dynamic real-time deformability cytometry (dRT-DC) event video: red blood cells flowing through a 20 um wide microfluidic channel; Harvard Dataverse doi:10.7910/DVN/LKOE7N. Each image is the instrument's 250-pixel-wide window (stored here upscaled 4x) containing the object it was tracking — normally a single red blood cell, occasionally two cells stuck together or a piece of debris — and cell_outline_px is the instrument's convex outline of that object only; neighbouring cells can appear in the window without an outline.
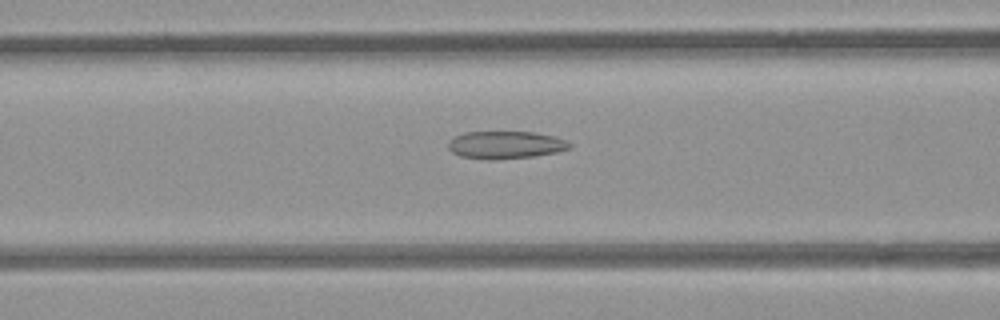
{"species": "common noctule bat (a hibernating species)", "species_latin": "Nyctalus noctula", "temperature_condition": "room temperature", "stored_images_in_passage": 54, "camera_frame_rate_fps": 3000, "um_per_image_px": 0.085, "animal": {"sex": "female", "body_mass_g": 21.9}, "frame": {"image": 1, "passage_image": 22, "time_ms": 7.0, "image_size_px": [1000, 320], "cell_outline_px": [[572, 148], [556, 152], [536, 156], [492, 160], [488, 160], [460, 156], [452, 152], [448, 148], [448, 140], [464, 132], [536, 132], [556, 136], [568, 140], [572, 144]], "centroid_in_image_um": [43.01, 12.32], "position_along_channel_um": 123.6, "area_um2": 19.83}}
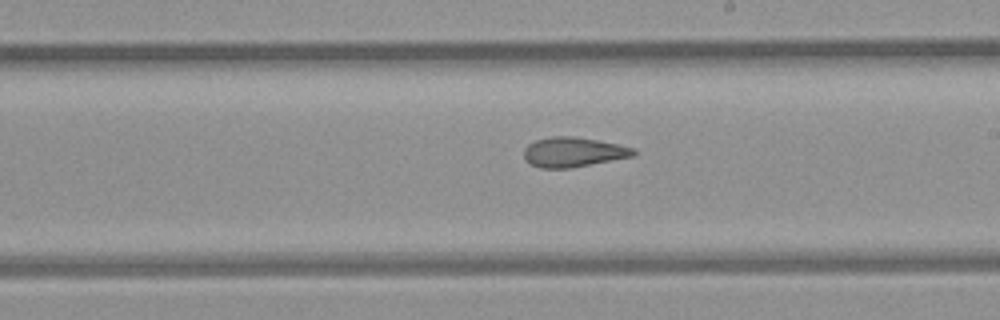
{"frame": {"image": 2, "passage_image": 31, "time_ms": 10.0, "image_size_px": [1000, 320], "cell_outline_px": [[636, 152], [632, 156], [572, 168], [540, 168], [524, 160], [524, 148], [528, 144], [536, 140], [552, 136], [572, 136], [620, 144], [636, 148]], "centroid_in_image_um": [48.72, 12.93], "position_along_channel_um": 240.3, "area_um2": 19.02}}
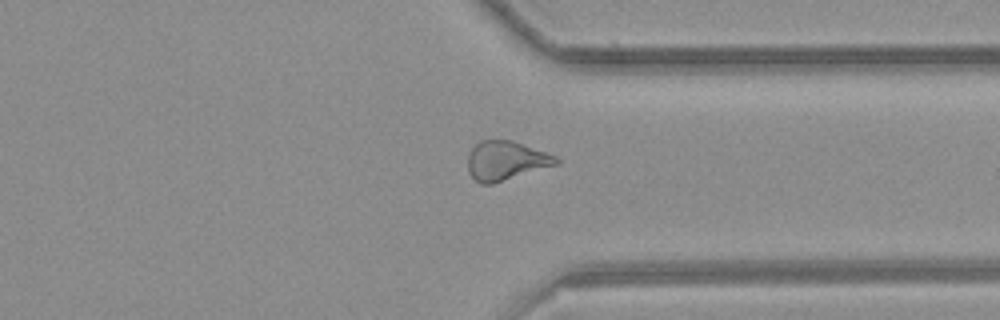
{"frame": {"image": 3, "passage_image": 41, "time_ms": 13.333, "image_size_px": [1000, 320], "cell_outline_px": [[560, 160], [556, 164], [492, 184], [480, 184], [468, 172], [468, 152], [480, 140], [512, 140], [556, 156]], "centroid_in_image_um": [42.95, 13.65], "position_along_channel_um": 368.4, "area_um2": 19.88}}